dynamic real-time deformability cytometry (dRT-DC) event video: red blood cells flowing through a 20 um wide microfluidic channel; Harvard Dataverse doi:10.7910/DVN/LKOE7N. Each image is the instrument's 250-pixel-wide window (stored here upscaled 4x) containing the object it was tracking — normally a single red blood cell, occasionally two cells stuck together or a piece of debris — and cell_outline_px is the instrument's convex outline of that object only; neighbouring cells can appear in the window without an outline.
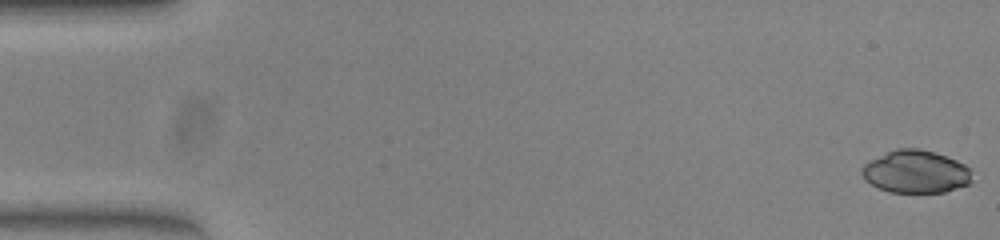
{"species": "common noctule bat (a hibernating species)", "species_latin": "Nyctalus noctula", "temperature_condition": "warm", "stored_images_in_passage": 11, "camera_frame_rate_fps": 3000, "um_per_image_px": 0.085, "animal": {"sex": "female", "body_mass_g": 23.0, "forearm_length_mm": 53.4}, "frame": {"image": 1, "passage_image": 1, "time_ms": 0.0, "image_size_px": [1000, 240], "cell_outline_px": [[972, 180], [968, 184], [944, 192], [888, 192], [864, 180], [860, 172], [864, 164], [868, 160], [896, 148], [920, 148], [956, 160], [972, 168]], "centroid_in_image_um": [77.83, 14.59], "position_along_channel_um": 7.2, "area_um2": 27.51}}